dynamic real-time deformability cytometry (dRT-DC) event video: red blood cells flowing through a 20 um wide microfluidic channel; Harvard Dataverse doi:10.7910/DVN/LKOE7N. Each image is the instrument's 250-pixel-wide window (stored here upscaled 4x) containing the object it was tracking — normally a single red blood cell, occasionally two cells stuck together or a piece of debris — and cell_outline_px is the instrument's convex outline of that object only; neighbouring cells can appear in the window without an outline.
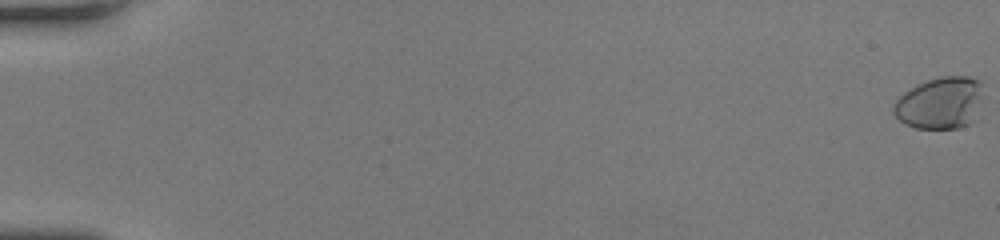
{"species": "human", "species_latin": "Homo sapiens", "temperature_condition": "room temperature", "stored_images_in_passage": 14, "camera_frame_rate_fps": 3000, "um_per_image_px": 0.085, "donor": {"sex": "female"}, "frame": {"image": 1, "passage_image": 1, "time_ms": 0.0, "image_size_px": [1000, 240], "cell_outline_px": [[980, 96], [972, 124], [956, 128], [916, 128], [904, 124], [896, 116], [892, 108], [892, 104], [904, 92], [916, 84], [940, 76], [968, 76], [980, 80]], "centroid_in_image_um": [79.86, 8.75], "position_along_channel_um": 5.1, "area_um2": 26.88}}